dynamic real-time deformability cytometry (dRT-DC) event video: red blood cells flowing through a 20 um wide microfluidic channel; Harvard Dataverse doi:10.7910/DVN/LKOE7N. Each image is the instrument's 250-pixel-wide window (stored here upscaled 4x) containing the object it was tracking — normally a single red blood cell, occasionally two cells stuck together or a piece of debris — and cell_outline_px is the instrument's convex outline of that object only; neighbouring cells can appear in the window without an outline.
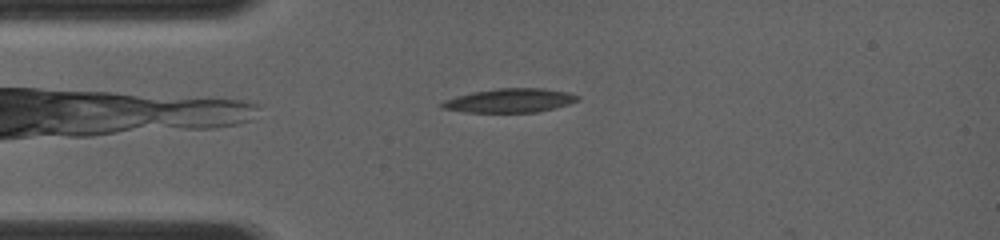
{"species": "common noctule bat (a hibernating species)", "species_latin": "Nyctalus noctula", "temperature_condition": "room temperature", "stored_images_in_passage": 3, "camera_frame_rate_fps": 4000, "um_per_image_px": 0.085, "animal": {"sex": "female", "body_mass_g": 19.0, "forearm_length_mm": 56.7}, "frame": {"image": 1, "passage_image": 2, "time_ms": 0.5, "image_size_px": [1000, 240], "cell_outline_px": [[580, 100], [568, 104], [536, 112], [464, 112], [440, 108], [440, 104], [444, 100], [456, 96], [472, 92], [500, 88], [544, 88], [568, 92], [580, 96]], "centroid_in_image_um": [43.33, 8.54], "position_along_channel_um": 41.7, "area_um2": 18.9}}